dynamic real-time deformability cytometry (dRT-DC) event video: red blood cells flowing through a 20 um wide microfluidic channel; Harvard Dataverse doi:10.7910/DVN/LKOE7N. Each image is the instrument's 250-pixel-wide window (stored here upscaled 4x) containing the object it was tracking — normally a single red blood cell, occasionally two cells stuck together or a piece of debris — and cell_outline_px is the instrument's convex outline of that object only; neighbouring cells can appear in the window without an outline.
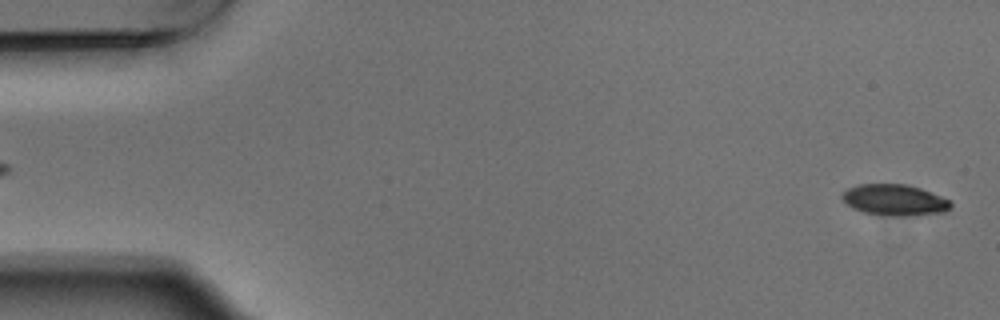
{"species": "Egyptian fruit bat (a non-hibernating species)", "species_latin": "Rousettus aegyptiacus", "temperature_condition": "warm", "stored_images_in_passage": 4, "segment_of_instrument_passage": [2, 2], "camera_frame_rate_fps": 3000, "um_per_image_px": 0.085, "animal": {"sex": "male"}, "frame": {"image": 1, "passage_image": 4, "time_ms": 1.0, "image_size_px": [1000, 320], "cell_outline_px": [[952, 204], [944, 212], [916, 216], [900, 216], [864, 212], [852, 208], [840, 196], [848, 188], [856, 184], [904, 184], [920, 188], [952, 200]], "centroid_in_image_um": [76.06, 16.99], "position_along_channel_um": 8.9, "area_um2": 19.65}}